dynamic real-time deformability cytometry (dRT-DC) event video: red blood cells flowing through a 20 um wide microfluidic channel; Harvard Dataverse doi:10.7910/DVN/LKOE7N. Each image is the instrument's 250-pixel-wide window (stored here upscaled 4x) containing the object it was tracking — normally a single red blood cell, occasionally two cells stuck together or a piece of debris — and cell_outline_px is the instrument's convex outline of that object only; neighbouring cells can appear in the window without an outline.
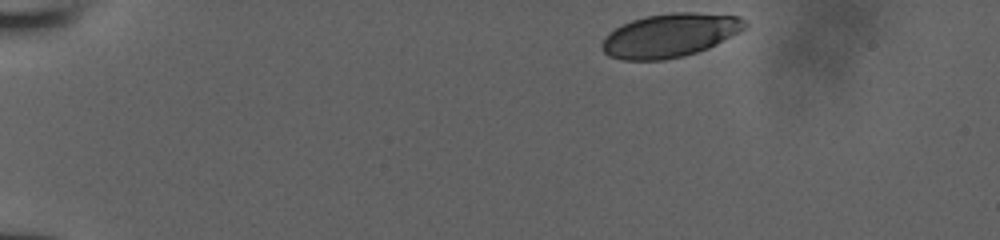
{"species": "human", "species_latin": "Homo sapiens", "temperature_condition": "room temperature", "stored_images_in_passage": 37, "camera_frame_rate_fps": 3000, "um_per_image_px": 0.085, "donor": {"sex": "male"}, "frame": {"image": 1, "passage_image": 1, "time_ms": 0.0, "image_size_px": [1000, 240], "cell_outline_px": [[748, 24], [740, 32], [708, 48], [684, 56], [664, 60], [620, 60], [608, 56], [600, 48], [600, 44], [604, 36], [608, 32], [632, 20], [648, 16], [672, 12], [696, 12], [740, 16]], "centroid_in_image_um": [56.92, 3.01], "position_along_channel_um": 28.1, "area_um2": 36.53}}
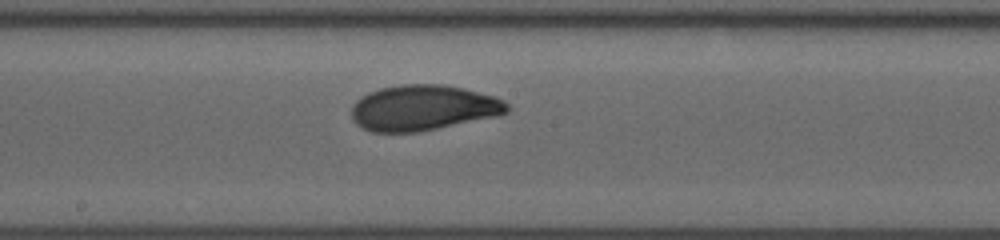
{"frame": {"image": 2, "passage_image": 22, "time_ms": 7.0, "image_size_px": [1000, 240], "cell_outline_px": [[512, 108], [508, 112], [500, 116], [420, 132], [372, 132], [356, 124], [352, 120], [352, 104], [360, 96], [368, 92], [380, 88], [400, 84], [444, 84], [464, 88], [496, 96], [504, 100]], "centroid_in_image_um": [36.01, 9.16], "position_along_channel_um": 212.2, "area_um2": 42.02}}
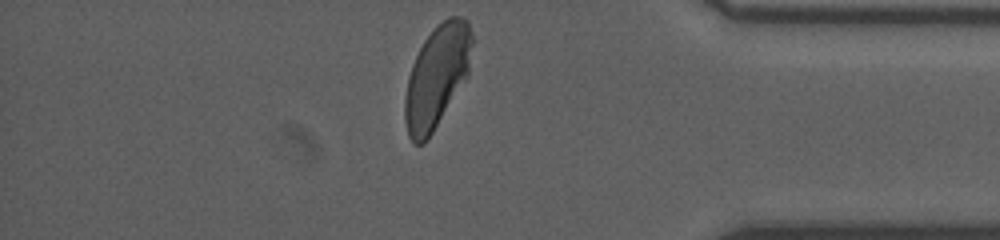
{"frame": {"image": 3, "passage_image": 37, "time_ms": 12.0, "image_size_px": [1000, 240], "cell_outline_px": [[472, 44], [468, 76], [432, 132], [424, 144], [412, 144], [408, 136], [404, 120], [404, 100], [408, 76], [412, 64], [424, 40], [436, 24], [448, 16], [460, 16], [468, 20], [472, 32]], "centroid_in_image_um": [37.12, 6.48], "position_along_channel_um": 398.1, "area_um2": 40.23}}